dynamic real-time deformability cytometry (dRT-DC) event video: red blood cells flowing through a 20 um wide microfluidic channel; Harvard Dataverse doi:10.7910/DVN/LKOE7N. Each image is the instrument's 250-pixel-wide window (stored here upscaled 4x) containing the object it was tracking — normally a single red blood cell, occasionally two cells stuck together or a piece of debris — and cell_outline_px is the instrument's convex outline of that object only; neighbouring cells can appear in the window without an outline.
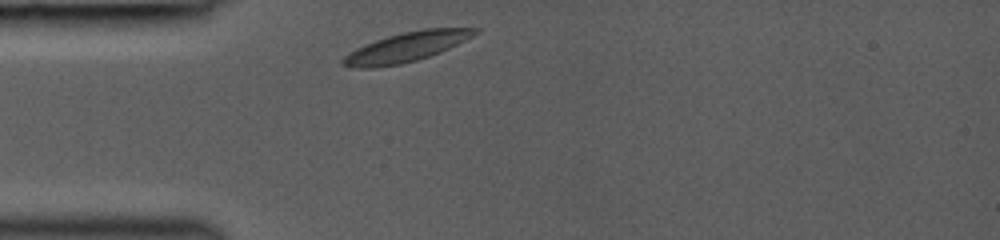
{"species": "common noctule bat (a hibernating species)", "species_latin": "Nyctalus noctula", "temperature_condition": "room temperature", "stored_images_in_passage": 17, "camera_frame_rate_fps": 3000, "um_per_image_px": 0.085, "animal": {"sex": "female", "body_mass_g": 19.0, "forearm_length_mm": 53.3}, "frame": {"image": 1, "passage_image": 1, "time_ms": 0.0, "image_size_px": [1000, 240], "cell_outline_px": [[480, 32], [440, 52], [416, 60], [400, 64], [376, 68], [356, 68], [340, 64], [340, 60], [344, 56], [356, 48], [376, 40], [388, 36], [404, 32], [424, 28], [480, 28]], "centroid_in_image_um": [34.51, 4.0], "position_along_channel_um": 50.5, "area_um2": 22.48}}
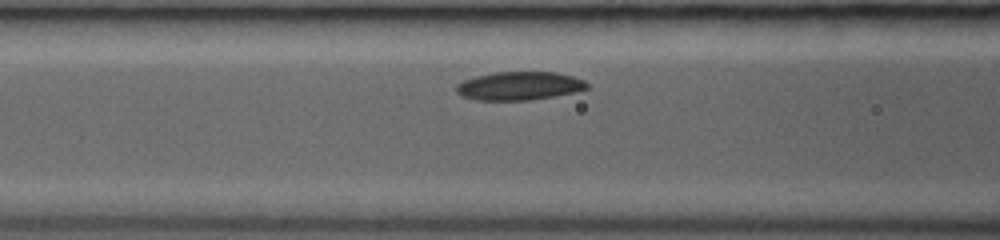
{"frame": {"image": 2, "passage_image": 6, "time_ms": 2.0, "image_size_px": [1000, 240], "cell_outline_px": [[588, 88], [576, 92], [528, 100], [476, 100], [464, 96], [456, 92], [456, 84], [464, 80], [476, 76], [492, 72], [556, 72], [572, 76], [584, 80], [588, 84]], "centroid_in_image_um": [44.13, 7.29], "position_along_channel_um": 122.5, "area_um2": 21.56}}
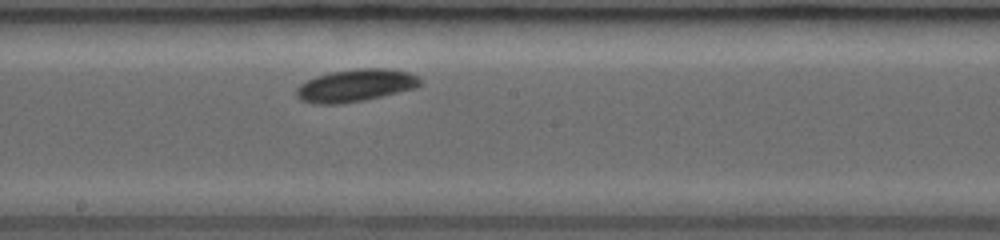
{"frame": {"image": 3, "passage_image": 16, "time_ms": 4.333, "image_size_px": [1000, 240], "cell_outline_px": [[420, 84], [416, 88], [364, 100], [340, 104], [312, 104], [300, 100], [296, 96], [296, 88], [300, 84], [316, 76], [332, 72], [364, 68], [384, 68], [408, 72], [420, 76]], "centroid_in_image_um": [30.21, 7.27], "position_along_channel_um": 218.0, "area_um2": 23.35}}